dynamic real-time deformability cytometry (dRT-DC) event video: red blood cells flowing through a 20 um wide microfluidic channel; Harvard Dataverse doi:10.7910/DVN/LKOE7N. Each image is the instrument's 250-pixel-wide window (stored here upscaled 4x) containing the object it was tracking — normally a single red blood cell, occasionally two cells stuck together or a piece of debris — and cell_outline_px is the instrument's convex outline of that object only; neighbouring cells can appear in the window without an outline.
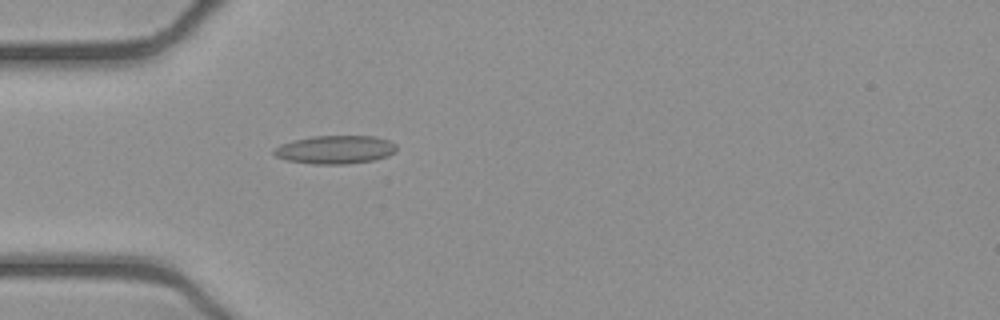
{"species": "common noctule bat (a hibernating species)", "species_latin": "Nyctalus noctula", "temperature_condition": "cold", "stored_images_in_passage": 48, "camera_frame_rate_fps": 3000, "um_per_image_px": 0.085, "animal": {"sex": "female", "body_mass_g": 21.9}, "frame": {"image": 1, "passage_image": 11, "time_ms": 3.333, "image_size_px": [1000, 320], "cell_outline_px": [[396, 152], [388, 156], [372, 160], [344, 164], [316, 164], [284, 160], [276, 156], [272, 152], [280, 144], [292, 140], [312, 136], [376, 136], [388, 140], [396, 144]], "centroid_in_image_um": [28.49, 12.71], "position_along_channel_um": 56.5, "area_um2": 20.29}}
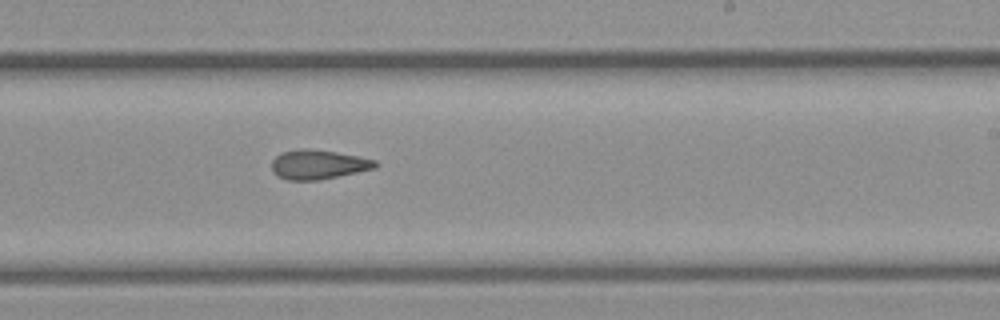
{"frame": {"image": 2, "passage_image": 27, "time_ms": 8.667, "image_size_px": [1000, 320], "cell_outline_px": [[380, 164], [376, 168], [320, 180], [288, 180], [276, 176], [272, 172], [272, 160], [280, 152], [304, 148], [308, 148], [336, 152], [376, 160]], "centroid_in_image_um": [27.03, 13.99], "position_along_channel_um": 262.0, "area_um2": 17.86}}
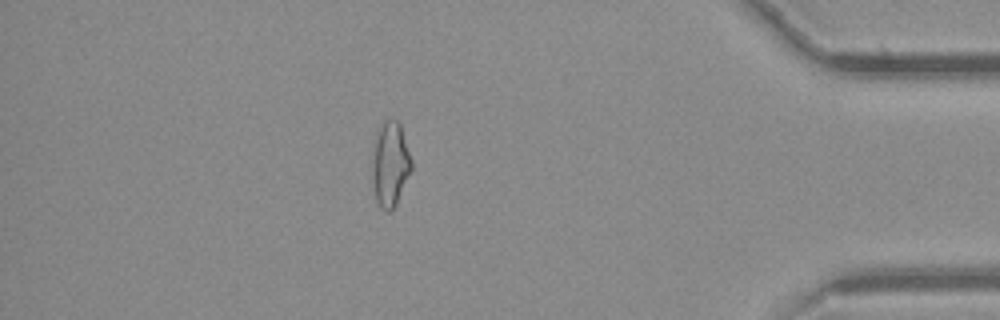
{"frame": {"image": 3, "passage_image": 41, "time_ms": 13.333, "image_size_px": [1000, 320], "cell_outline_px": [[412, 168], [396, 204], [392, 212], [388, 212], [380, 208], [376, 200], [372, 180], [372, 144], [376, 132], [380, 124], [388, 116], [396, 120], [400, 124], [412, 160]], "centroid_in_image_um": [33.14, 13.91], "position_along_channel_um": 402.1, "area_um2": 19.88}, "authors_computed_cell_mechanics": {"area_um2": 18.8139, "velocity_mm_per_s": 3.9321, "shape_relaxation_time_tau1_ms": null, "shape_relaxation_time_tau2_ms": 3.3855, "deformation_change_tau1": null, "deformation_change_tau2": 0.1276}}